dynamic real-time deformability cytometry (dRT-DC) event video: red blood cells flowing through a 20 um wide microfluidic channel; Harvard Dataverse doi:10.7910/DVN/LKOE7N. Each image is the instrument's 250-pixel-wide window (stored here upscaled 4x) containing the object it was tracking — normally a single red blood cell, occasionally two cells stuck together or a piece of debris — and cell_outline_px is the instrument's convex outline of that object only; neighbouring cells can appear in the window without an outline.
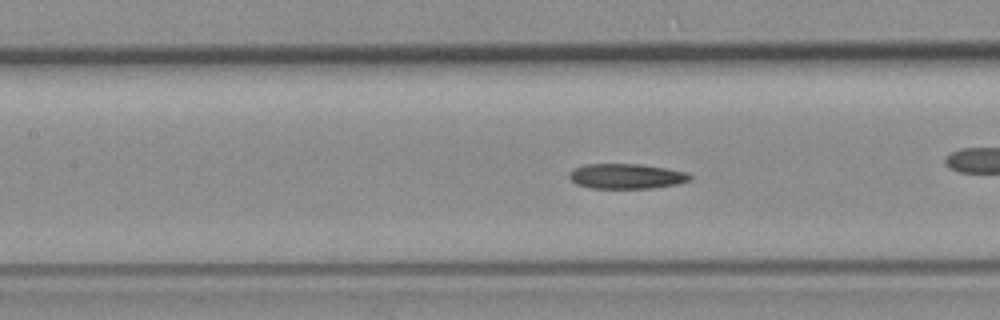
{"species": "common noctule bat (a hibernating species)", "species_latin": "Nyctalus noctula", "temperature_condition": "room temperature", "stored_images_in_passage": 22, "segment_of_instrument_passage": [2, 2], "camera_frame_rate_fps": 3000, "um_per_image_px": 0.085, "animal": {"sex": "female", "body_mass_g": 19.3, "forearm_length_mm": 54.1}, "frame": {"image": 1, "passage_image": 22, "time_ms": 7.0, "image_size_px": [1000, 320], "cell_outline_px": [[692, 180], [680, 184], [652, 188], [592, 188], [576, 184], [568, 176], [568, 172], [576, 168], [588, 164], [640, 164], [668, 168], [688, 172], [692, 176]], "centroid_in_image_um": [53.31, 14.98], "position_along_channel_um": 154.1, "area_um2": 17.8}}